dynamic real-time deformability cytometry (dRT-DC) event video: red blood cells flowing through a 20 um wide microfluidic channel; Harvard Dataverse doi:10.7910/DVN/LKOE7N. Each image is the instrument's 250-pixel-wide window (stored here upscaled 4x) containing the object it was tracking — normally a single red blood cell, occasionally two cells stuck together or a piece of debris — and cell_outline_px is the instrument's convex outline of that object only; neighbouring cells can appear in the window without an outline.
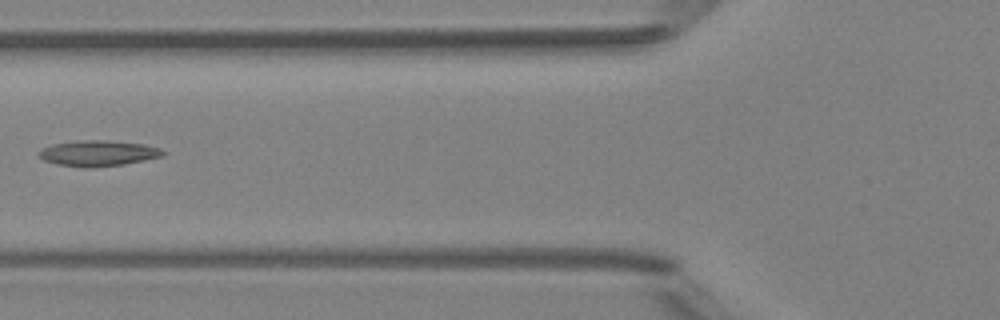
{"species": "Egyptian fruit bat (a non-hibernating species)", "species_latin": "Rousettus aegyptiacus", "temperature_condition": "room temperature", "stored_images_in_passage": 5, "camera_frame_rate_fps": 3000, "um_per_image_px": 0.085, "animal": {"sex": "female"}, "frame": {"image": 1, "passage_image": 3, "time_ms": 2.333, "image_size_px": [1000, 320], "cell_outline_px": [[168, 152], [164, 156], [124, 164], [92, 168], [84, 168], [56, 164], [44, 160], [36, 152], [52, 144], [80, 140], [108, 140], [144, 144], [160, 148]], "centroid_in_image_um": [8.37, 13.03], "position_along_channel_um": 117.4, "area_um2": 18.79}}
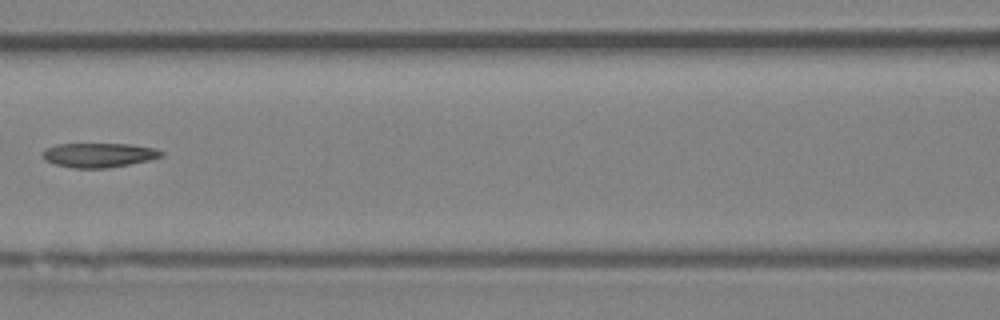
{"frame": {"image": 2, "passage_image": 4, "time_ms": 3.333, "image_size_px": [1000, 320], "cell_outline_px": [[164, 156], [148, 160], [108, 168], [72, 168], [56, 164], [44, 160], [40, 156], [40, 152], [44, 148], [56, 144], [128, 144], [156, 148], [164, 152]], "centroid_in_image_um": [8.35, 13.17], "position_along_channel_um": 158.3, "area_um2": 17.05}}
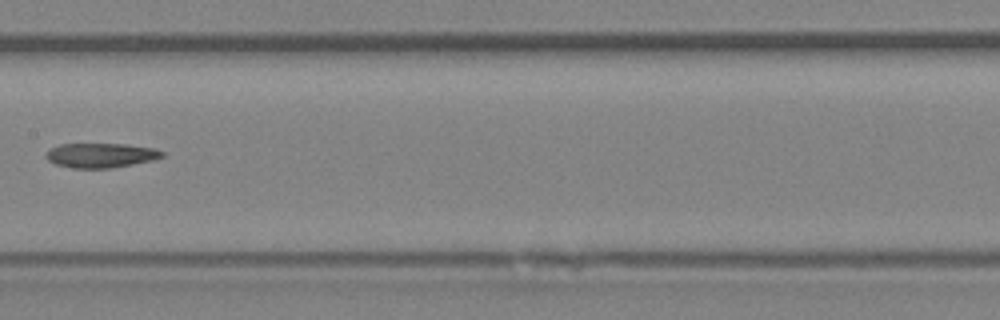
{"frame": {"image": 3, "passage_image": 5, "time_ms": 4.333, "image_size_px": [1000, 320], "cell_outline_px": [[164, 156], [152, 160], [112, 168], [72, 168], [56, 164], [48, 160], [48, 152], [52, 148], [60, 144], [124, 144], [152, 148], [164, 152]], "centroid_in_image_um": [8.59, 13.2], "position_along_channel_um": 198.8, "area_um2": 16.3}}